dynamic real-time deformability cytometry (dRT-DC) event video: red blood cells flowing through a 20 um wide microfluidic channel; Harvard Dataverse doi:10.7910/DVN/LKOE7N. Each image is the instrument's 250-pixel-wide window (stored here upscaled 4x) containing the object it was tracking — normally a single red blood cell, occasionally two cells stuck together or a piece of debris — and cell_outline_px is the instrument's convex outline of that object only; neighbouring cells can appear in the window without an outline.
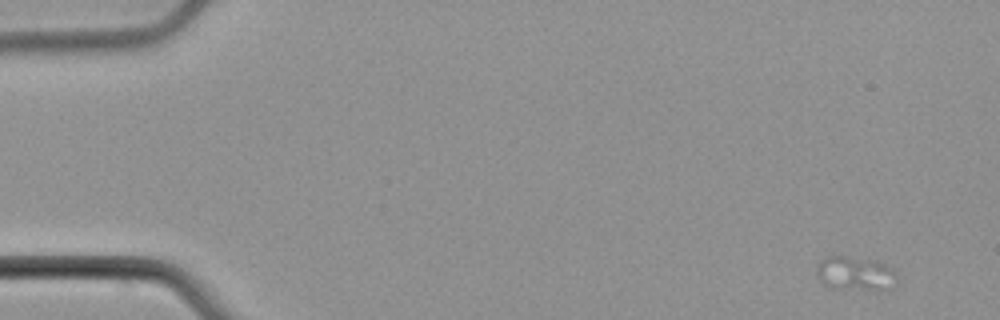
{"species": "common noctule bat (a hibernating species)", "species_latin": "Nyctalus noctula", "temperature_condition": "cold", "stored_images_in_passage": 4, "camera_frame_rate_fps": 3000, "um_per_image_px": 0.085, "animal": {"sex": "male", "body_mass_g": 21.5, "forearm_length_mm": 52.0}, "frame": {"image": 1, "passage_image": 1, "time_ms": 0.0, "image_size_px": [1000, 320], "cell_outline_px": [[896, 284], [884, 292], [872, 292], [832, 288], [824, 284], [816, 276], [816, 268], [828, 256], [840, 256], [872, 260], [884, 264], [892, 268]], "centroid_in_image_um": [72.72, 23.32], "position_along_channel_um": 12.3, "area_um2": 16.18}}